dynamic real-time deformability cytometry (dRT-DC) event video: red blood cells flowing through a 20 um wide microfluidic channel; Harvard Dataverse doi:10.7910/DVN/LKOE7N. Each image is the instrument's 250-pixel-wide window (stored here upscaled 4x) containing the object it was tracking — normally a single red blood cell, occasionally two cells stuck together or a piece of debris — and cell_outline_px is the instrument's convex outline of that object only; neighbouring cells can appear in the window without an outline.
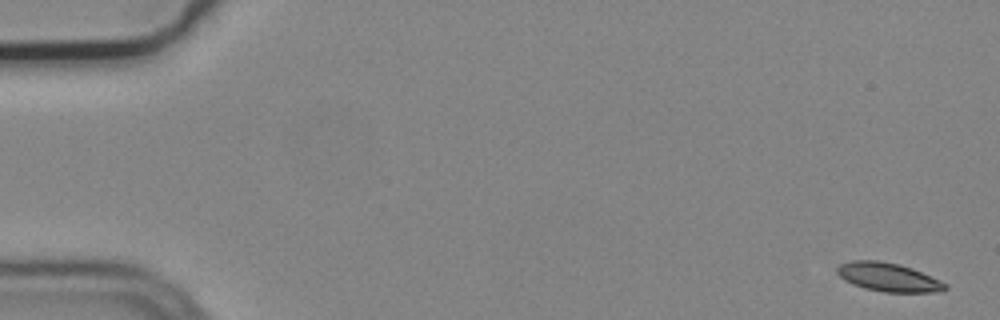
{"species": "common noctule bat (a hibernating species)", "species_latin": "Nyctalus noctula", "temperature_condition": "cold", "stored_images_in_passage": 5, "segment_of_instrument_passage": [1, 2], "camera_frame_rate_fps": 3000, "um_per_image_px": 0.085, "animal": {"sex": "male", "body_mass_g": 19.2, "forearm_length_mm": 51.8}, "frame": {"image": 1, "passage_image": 1, "time_ms": 0.0, "image_size_px": [1000, 320], "cell_outline_px": [[948, 288], [936, 292], [884, 292], [864, 288], [852, 284], [844, 280], [836, 272], [836, 268], [840, 264], [852, 260], [880, 260], [900, 264], [912, 268], [940, 280], [948, 284]], "centroid_in_image_um": [75.5, 23.55], "position_along_channel_um": 9.5, "area_um2": 18.15}}
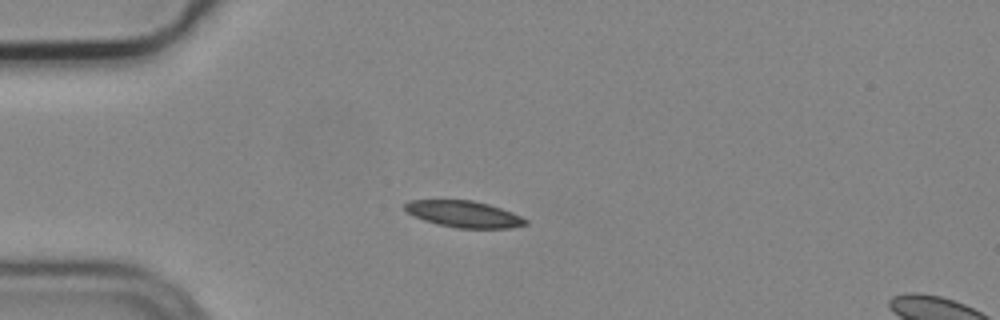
{"frame": {"image": 2, "passage_image": 4, "time_ms": 1.0, "image_size_px": [1000, 320], "cell_outline_px": [[528, 224], [512, 228], [456, 228], [424, 220], [408, 212], [404, 208], [404, 204], [408, 200], [472, 200], [488, 204], [512, 212], [528, 220]], "centroid_in_image_um": [39.46, 18.19], "position_along_channel_um": 45.5, "area_um2": 18.5}}